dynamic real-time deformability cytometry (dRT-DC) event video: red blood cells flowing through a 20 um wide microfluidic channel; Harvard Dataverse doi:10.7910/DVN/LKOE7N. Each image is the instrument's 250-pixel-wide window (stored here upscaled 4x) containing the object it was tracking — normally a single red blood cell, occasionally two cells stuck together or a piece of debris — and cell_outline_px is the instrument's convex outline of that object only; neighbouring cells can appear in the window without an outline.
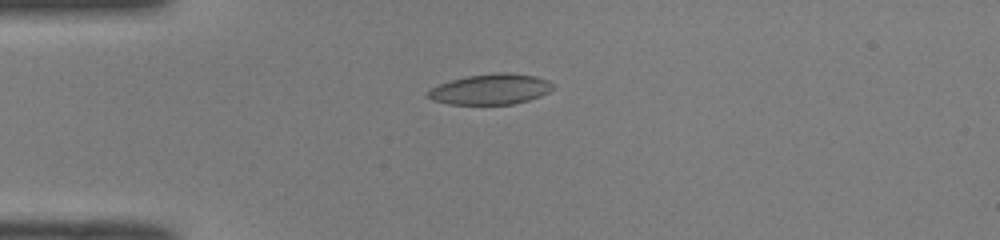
{"species": "common noctule bat (a hibernating species)", "species_latin": "Nyctalus noctula", "temperature_condition": "room temperature", "stored_images_in_passage": 32, "camera_frame_rate_fps": 3000, "um_per_image_px": 0.085, "animal": {"sex": "male", "body_mass_g": 19.0, "forearm_length_mm": 50.8}, "frame": {"image": 1, "passage_image": 1, "time_ms": 0.0, "image_size_px": [1000, 240], "cell_outline_px": [[556, 84], [548, 92], [540, 96], [528, 100], [512, 104], [448, 104], [432, 100], [424, 96], [424, 92], [440, 84], [452, 80], [468, 76], [500, 72], [508, 72], [536, 76], [548, 80]], "centroid_in_image_um": [41.69, 7.58], "position_along_channel_um": 43.3, "area_um2": 22.31}}
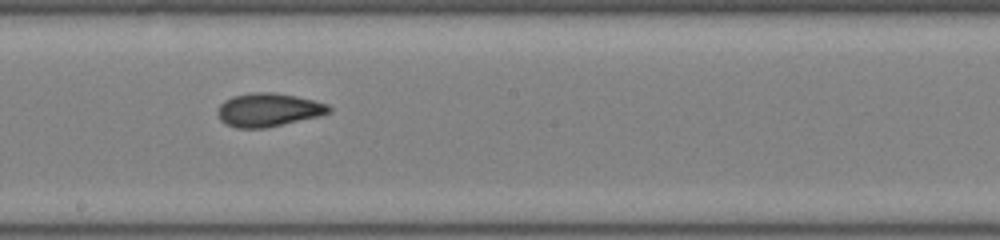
{"frame": {"image": 2, "passage_image": 16, "time_ms": 5.0, "image_size_px": [1000, 240], "cell_outline_px": [[332, 112], [320, 116], [264, 128], [236, 128], [224, 124], [220, 120], [216, 112], [220, 104], [224, 100], [232, 96], [252, 92], [272, 92], [296, 96], [328, 104], [332, 108]], "centroid_in_image_um": [22.79, 9.34], "position_along_channel_um": 225.4, "area_um2": 21.85}}
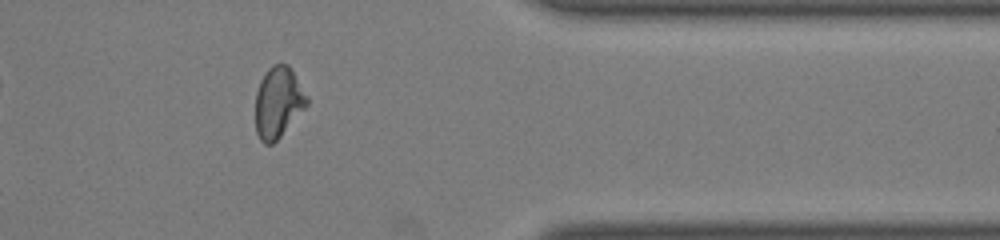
{"frame": {"image": 3, "passage_image": 29, "time_ms": 9.333, "image_size_px": [1000, 240], "cell_outline_px": [[308, 104], [280, 136], [272, 144], [264, 144], [260, 140], [256, 132], [256, 92], [260, 80], [268, 68], [272, 64], [288, 64], [308, 96]], "centroid_in_image_um": [23.63, 8.69], "position_along_channel_um": 387.8, "area_um2": 21.1}, "authors_computed_cell_mechanics": {"area_um2": 21.3571, "velocity_mm_per_s": 4.1031, "shape_relaxation_time_tau1_ms": null, "shape_relaxation_time_tau2_ms": 2.5029, "deformation_change_tau1": null, "deformation_change_tau2": 0.096}}